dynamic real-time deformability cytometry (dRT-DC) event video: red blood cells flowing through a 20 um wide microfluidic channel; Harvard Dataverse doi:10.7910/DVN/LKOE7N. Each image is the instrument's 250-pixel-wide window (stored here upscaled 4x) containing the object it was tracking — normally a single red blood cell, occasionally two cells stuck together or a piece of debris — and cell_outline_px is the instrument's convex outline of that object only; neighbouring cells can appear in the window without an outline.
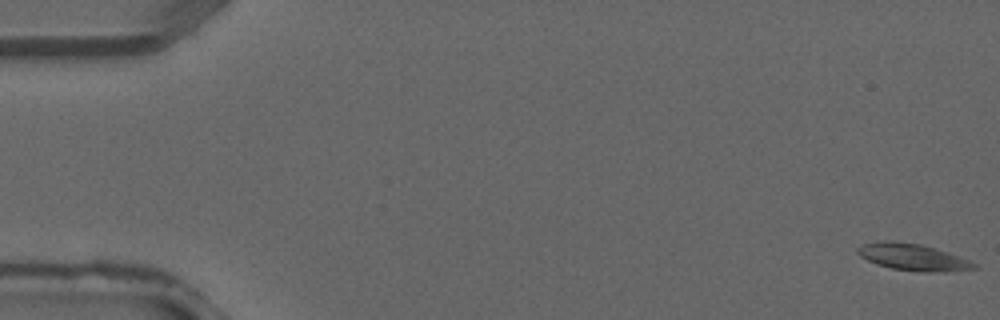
{"species": "common noctule bat (a hibernating species)", "species_latin": "Nyctalus noctula", "temperature_condition": "warm", "stored_images_in_passage": 3, "camera_frame_rate_fps": 3000, "um_per_image_px": 0.085, "animal": {"sex": "male", "forearm_length_mm": 52.5}, "frame": {"image": 1, "passage_image": 1, "time_ms": 0.0, "image_size_px": [1000, 320], "cell_outline_px": [[980, 268], [932, 272], [892, 268], [876, 264], [860, 256], [856, 252], [856, 248], [860, 244], [884, 240], [888, 240], [920, 244], [948, 252], [968, 260], [976, 264]], "centroid_in_image_um": [77.53, 21.83], "position_along_channel_um": 7.5, "area_um2": 17.86}}
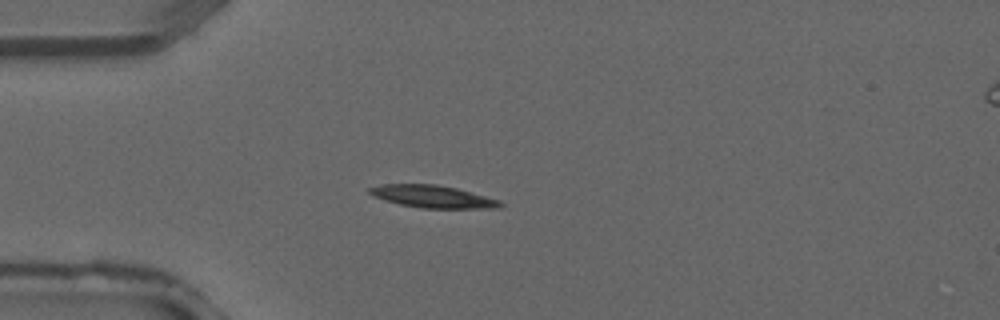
{"frame": {"image": 2, "passage_image": 3, "time_ms": 0.667, "image_size_px": [1000, 320], "cell_outline_px": [[504, 204], [500, 208], [420, 208], [400, 204], [384, 200], [372, 196], [368, 192], [368, 188], [380, 184], [436, 184], [456, 188], [500, 200]], "centroid_in_image_um": [36.75, 16.7], "position_along_channel_um": 48.2, "area_um2": 17.11}}